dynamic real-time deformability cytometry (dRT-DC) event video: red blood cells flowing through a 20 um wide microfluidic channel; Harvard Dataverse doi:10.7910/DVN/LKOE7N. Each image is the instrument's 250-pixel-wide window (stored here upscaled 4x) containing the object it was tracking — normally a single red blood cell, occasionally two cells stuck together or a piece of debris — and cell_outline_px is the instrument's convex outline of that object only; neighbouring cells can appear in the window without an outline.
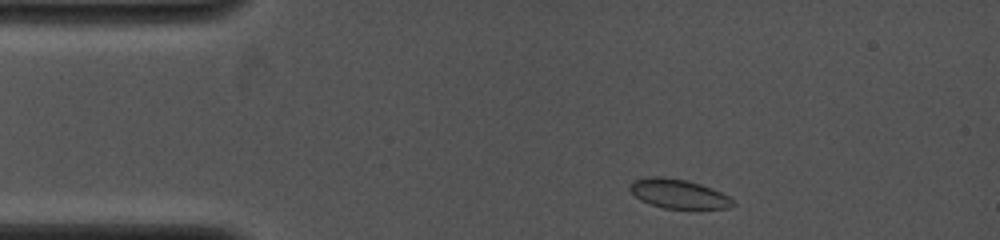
{"species": "common noctule bat (a hibernating species)", "species_latin": "Nyctalus noctula", "temperature_condition": "cold", "stored_images_in_passage": 46, "camera_frame_rate_fps": 4000, "um_per_image_px": 0.085, "animal": {"sex": "female", "body_mass_g": 19.0, "forearm_length_mm": 53.3}, "frame": {"image": 1, "passage_image": 1, "time_ms": 0.0, "image_size_px": [1000, 240], "cell_outline_px": [[736, 204], [728, 208], [664, 208], [640, 200], [628, 188], [632, 180], [648, 176], [660, 176], [684, 180], [700, 184], [712, 188], [728, 196]], "centroid_in_image_um": [57.63, 16.46], "position_along_channel_um": 27.4, "area_um2": 17.34}}
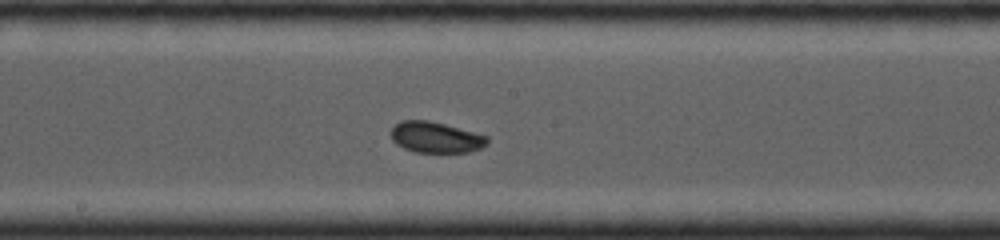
{"frame": {"image": 2, "passage_image": 19, "time_ms": 5.5, "image_size_px": [1000, 240], "cell_outline_px": [[488, 144], [480, 148], [468, 152], [416, 152], [404, 148], [396, 144], [392, 140], [388, 132], [400, 120], [428, 120], [444, 124], [488, 136]], "centroid_in_image_um": [36.99, 11.67], "position_along_channel_um": 211.2, "area_um2": 17.4}}
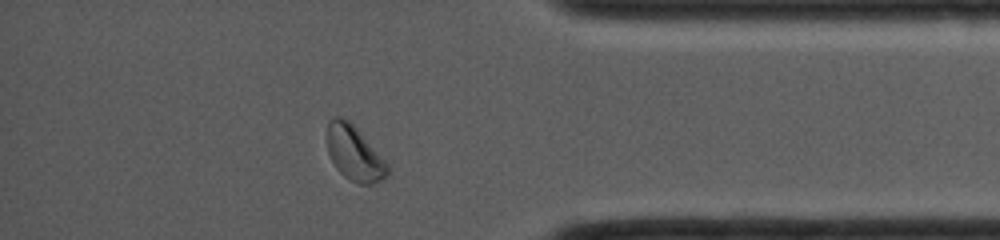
{"frame": {"image": 3, "passage_image": 39, "time_ms": 10.25, "image_size_px": [1000, 240], "cell_outline_px": [[392, 172], [388, 176], [372, 184], [360, 184], [344, 176], [336, 168], [328, 152], [328, 120], [336, 116], [340, 116], [348, 120], [356, 128], [388, 164]], "centroid_in_image_um": [30.14, 13.05], "position_along_channel_um": 405.1, "area_um2": 19.02}}